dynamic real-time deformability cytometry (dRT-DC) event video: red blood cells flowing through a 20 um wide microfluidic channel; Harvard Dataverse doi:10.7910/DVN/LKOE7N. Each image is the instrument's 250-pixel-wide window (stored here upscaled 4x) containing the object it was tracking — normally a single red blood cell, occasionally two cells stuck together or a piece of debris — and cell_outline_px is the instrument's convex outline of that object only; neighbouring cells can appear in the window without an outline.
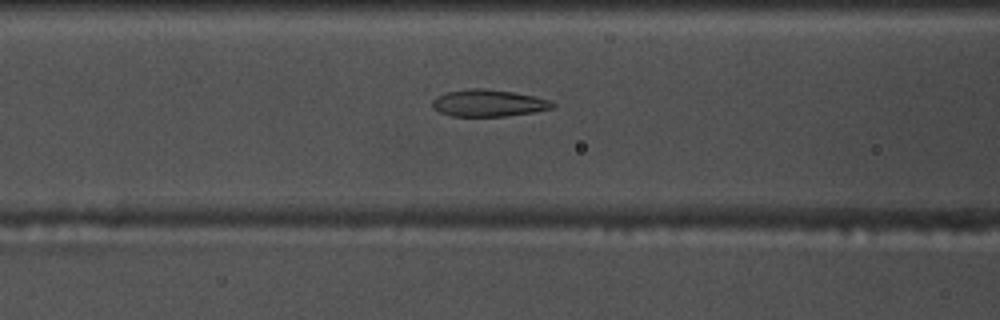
{"species": "common noctule bat (a hibernating species)", "species_latin": "Nyctalus noctula", "temperature_condition": "warm", "stored_images_in_passage": 39, "camera_frame_rate_fps": 3000, "um_per_image_px": 0.085, "animal": {"sex": "male", "body_mass_g": 17.5, "forearm_length_mm": 52.3}, "frame": {"image": 1, "passage_image": 6, "time_ms": 1.667, "image_size_px": [1000, 320], "cell_outline_px": [[556, 104], [552, 108], [532, 112], [508, 116], [452, 116], [440, 112], [432, 108], [432, 100], [436, 96], [448, 92], [468, 88], [484, 88], [512, 92], [552, 100]], "centroid_in_image_um": [41.5, 8.76], "position_along_channel_um": 125.1, "area_um2": 18.84}}
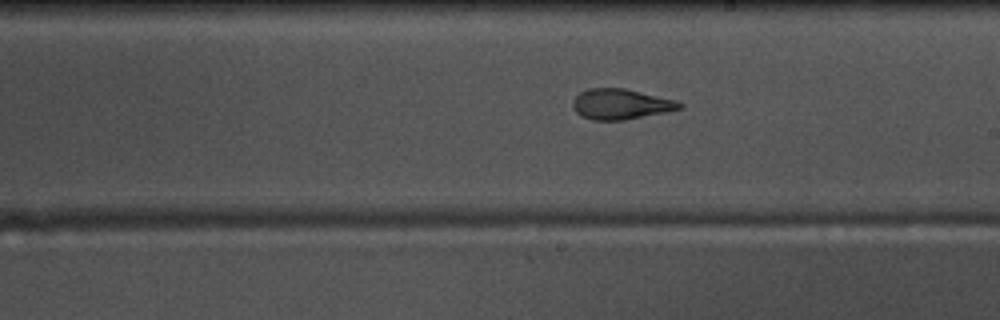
{"frame": {"image": 2, "passage_image": 15, "time_ms": 4.667, "image_size_px": [1000, 320], "cell_outline_px": [[684, 108], [668, 112], [624, 120], [592, 120], [580, 116], [576, 112], [572, 104], [572, 100], [580, 92], [588, 88], [624, 88], [672, 100], [684, 104]], "centroid_in_image_um": [52.74, 8.86], "position_along_channel_um": 236.3, "area_um2": 18.9}}
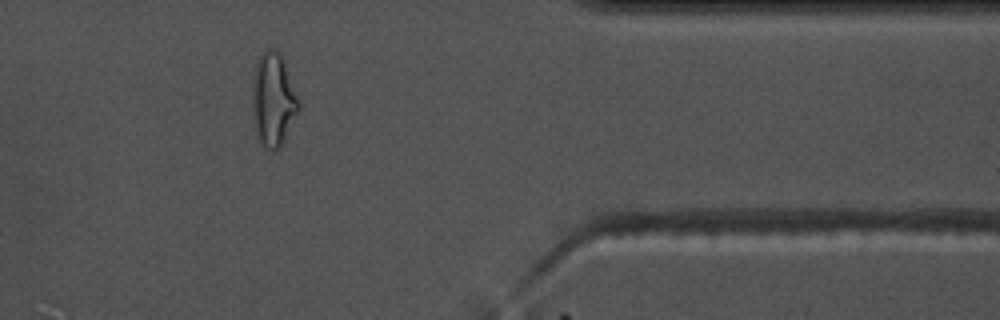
{"frame": {"image": 3, "passage_image": 29, "time_ms": 9.333, "image_size_px": [1000, 320], "cell_outline_px": [[300, 108], [280, 144], [276, 148], [268, 148], [260, 140], [256, 132], [252, 88], [252, 76], [256, 60], [260, 52], [268, 48], [272, 48], [280, 52], [284, 60], [300, 100]], "centroid_in_image_um": [23.23, 8.32], "position_along_channel_um": 388.2, "area_um2": 24.8}, "authors_computed_cell_mechanics": {"area_um2": 19.3052, "velocity_mm_per_s": 3.7204, "shape_relaxation_time_tau1_ms": 6.2004, "shape_relaxation_time_tau2_ms": 1.3476, "deformation_change_tau1": 0.2223, "deformation_change_tau2": 0.0962}}